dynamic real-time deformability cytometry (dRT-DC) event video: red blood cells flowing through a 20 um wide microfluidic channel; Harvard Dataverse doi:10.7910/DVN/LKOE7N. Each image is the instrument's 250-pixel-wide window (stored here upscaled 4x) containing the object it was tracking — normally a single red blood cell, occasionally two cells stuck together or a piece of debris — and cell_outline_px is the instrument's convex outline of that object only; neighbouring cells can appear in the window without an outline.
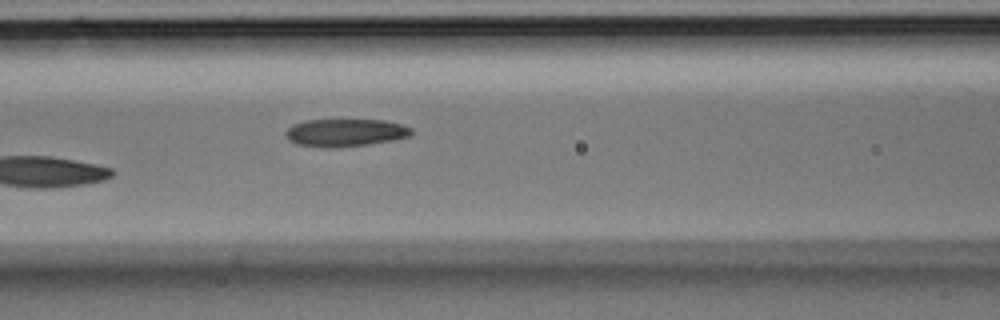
{"species": "Egyptian fruit bat (a non-hibernating species)", "species_latin": "Rousettus aegyptiacus", "temperature_condition": "room temperature", "stored_images_in_passage": 5, "camera_frame_rate_fps": 3000, "um_per_image_px": 0.085, "animal": {"sex": "male"}, "frame": {"image": 1, "passage_image": 5, "time_ms": 1.333, "image_size_px": [1000, 320], "cell_outline_px": [[412, 132], [408, 136], [392, 140], [368, 144], [336, 148], [328, 148], [296, 144], [288, 140], [284, 132], [292, 124], [308, 120], [384, 120], [400, 124], [412, 128]], "centroid_in_image_um": [29.3, 11.28], "position_along_channel_um": 137.3, "area_um2": 20.23}}